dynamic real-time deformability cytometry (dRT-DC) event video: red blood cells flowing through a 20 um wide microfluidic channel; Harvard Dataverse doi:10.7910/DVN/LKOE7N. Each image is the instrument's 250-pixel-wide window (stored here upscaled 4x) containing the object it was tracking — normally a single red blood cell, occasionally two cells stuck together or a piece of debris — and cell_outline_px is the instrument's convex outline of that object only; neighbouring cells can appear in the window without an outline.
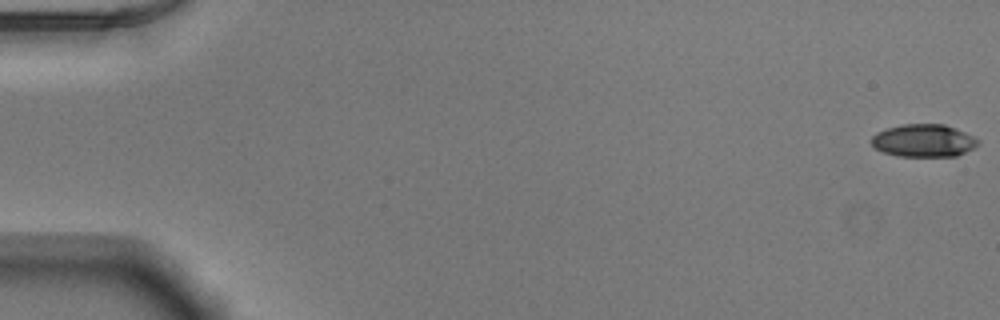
{"species": "Egyptian fruit bat (a non-hibernating species)", "species_latin": "Rousettus aegyptiacus", "temperature_condition": "warm", "stored_images_in_passage": 13, "camera_frame_rate_fps": 3000, "um_per_image_px": 0.085, "animal": {"sex": "male"}, "frame": {"image": 1, "passage_image": 1, "time_ms": 0.0, "image_size_px": [1000, 320], "cell_outline_px": [[980, 140], [972, 148], [956, 156], [896, 156], [884, 152], [876, 148], [872, 144], [872, 136], [876, 132], [888, 128], [904, 124], [944, 124], [956, 128]], "centroid_in_image_um": [78.49, 11.95], "position_along_channel_um": 6.5, "area_um2": 20.06}}